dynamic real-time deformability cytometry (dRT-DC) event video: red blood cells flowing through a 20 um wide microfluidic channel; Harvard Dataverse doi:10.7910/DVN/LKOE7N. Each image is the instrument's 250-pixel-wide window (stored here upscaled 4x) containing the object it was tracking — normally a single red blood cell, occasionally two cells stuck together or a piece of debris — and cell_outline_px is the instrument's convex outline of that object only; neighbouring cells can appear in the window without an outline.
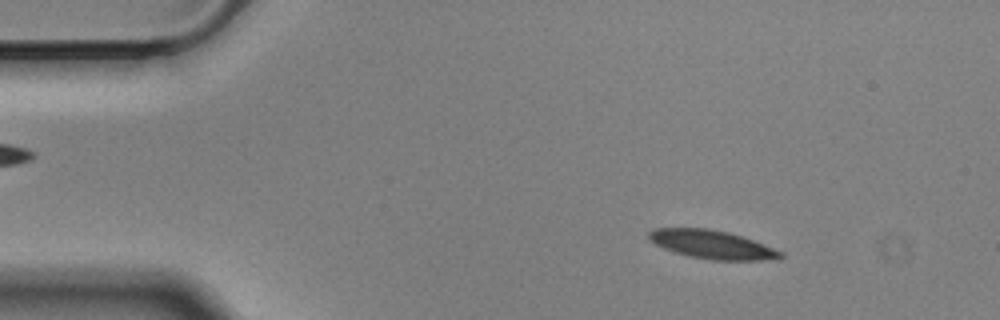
{"species": "Egyptian fruit bat (a non-hibernating species)", "species_latin": "Rousettus aegyptiacus", "temperature_condition": "cold", "stored_images_in_passage": 56, "camera_frame_rate_fps": 3000, "um_per_image_px": 0.085, "animal": {"sex": "male"}, "frame": {"image": 1, "passage_image": 7, "time_ms": 2.0, "image_size_px": [1000, 320], "cell_outline_px": [[784, 256], [780, 260], [712, 260], [688, 256], [664, 248], [648, 240], [648, 232], [656, 228], [708, 228], [728, 232], [752, 240], [784, 252]], "centroid_in_image_um": [60.55, 20.79], "position_along_channel_um": 24.5, "area_um2": 21.85}}
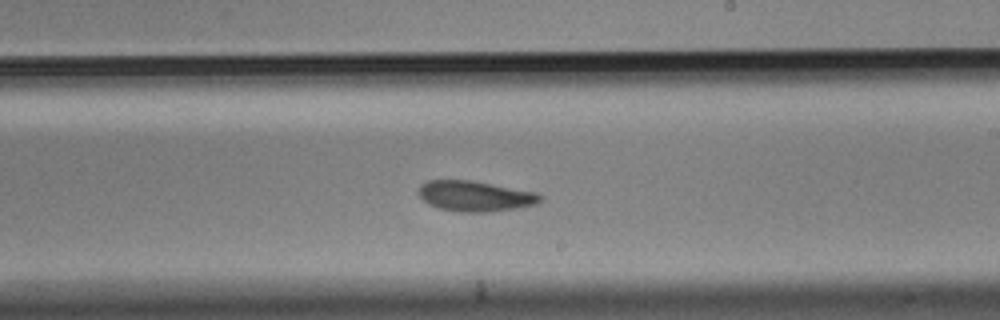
{"frame": {"image": 2, "passage_image": 32, "time_ms": 10.333, "image_size_px": [1000, 320], "cell_outline_px": [[544, 200], [536, 204], [516, 208], [492, 212], [460, 212], [440, 208], [428, 204], [416, 192], [420, 184], [428, 180], [472, 180], [536, 192], [544, 196]], "centroid_in_image_um": [40.4, 16.66], "position_along_channel_um": 248.6, "area_um2": 21.85}}
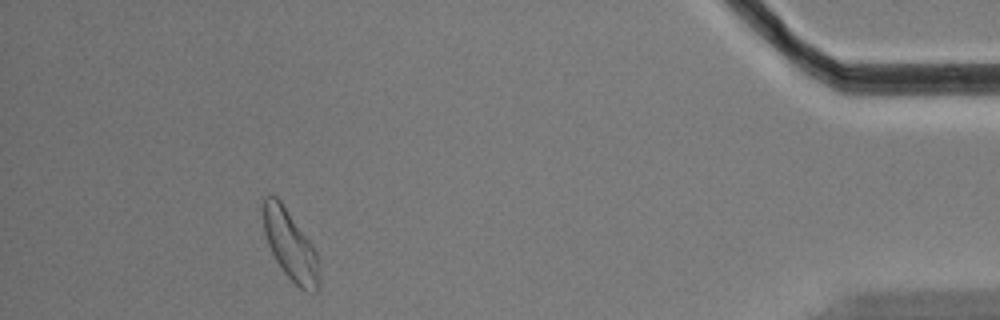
{"frame": {"image": 3, "passage_image": 51, "time_ms": 16.667, "image_size_px": [1000, 320], "cell_outline_px": [[320, 284], [316, 292], [304, 292], [284, 272], [276, 260], [268, 244], [264, 232], [260, 204], [260, 200], [264, 196], [276, 196], [280, 200], [312, 244], [316, 252], [320, 276]], "centroid_in_image_um": [24.65, 20.82], "position_along_channel_um": 410.6, "area_um2": 22.95}, "authors_computed_cell_mechanics": {"area_um2": 22.0507, "velocity_mm_per_s": 3.483, "shape_relaxation_time_tau1_ms": 5.7528, "shape_relaxation_time_tau2_ms": 3.0087, "deformation_change_tau1": 0.1247, "deformation_change_tau2": 0.0879}}